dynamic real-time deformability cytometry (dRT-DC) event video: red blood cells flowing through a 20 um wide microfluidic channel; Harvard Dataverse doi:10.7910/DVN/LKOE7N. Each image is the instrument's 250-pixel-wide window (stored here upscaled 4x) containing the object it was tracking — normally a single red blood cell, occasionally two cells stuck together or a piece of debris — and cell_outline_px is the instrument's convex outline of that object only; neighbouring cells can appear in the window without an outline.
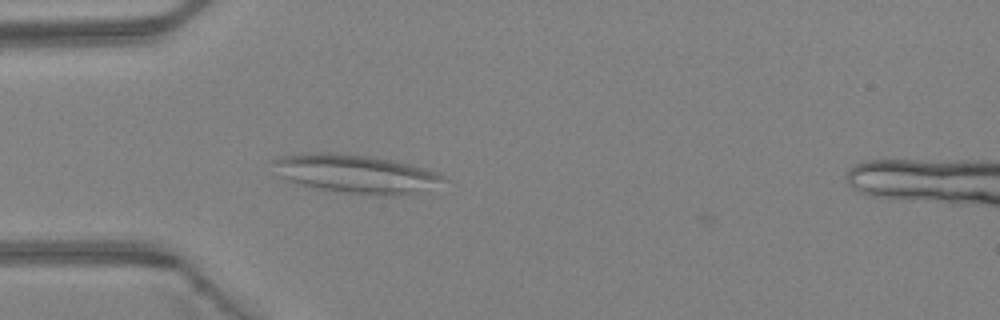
{"species": "Egyptian fruit bat (a non-hibernating species)", "species_latin": "Rousettus aegyptiacus", "temperature_condition": "warm", "stored_images_in_passage": 15, "camera_frame_rate_fps": 3000, "um_per_image_px": 0.085, "animal": {"sex": "female"}, "frame": {"image": 1, "passage_image": 14, "time_ms": 4.333, "image_size_px": [1000, 320], "cell_outline_px": [[444, 180], [416, 192], [388, 196], [380, 196], [344, 192], [320, 188], [300, 184], [288, 180], [280, 176], [272, 160], [280, 156], [312, 152], [324, 152], [368, 156], [392, 160], [440, 172], [444, 176]], "centroid_in_image_um": [30.21, 14.76], "position_along_channel_um": 54.8, "area_um2": 37.4}}